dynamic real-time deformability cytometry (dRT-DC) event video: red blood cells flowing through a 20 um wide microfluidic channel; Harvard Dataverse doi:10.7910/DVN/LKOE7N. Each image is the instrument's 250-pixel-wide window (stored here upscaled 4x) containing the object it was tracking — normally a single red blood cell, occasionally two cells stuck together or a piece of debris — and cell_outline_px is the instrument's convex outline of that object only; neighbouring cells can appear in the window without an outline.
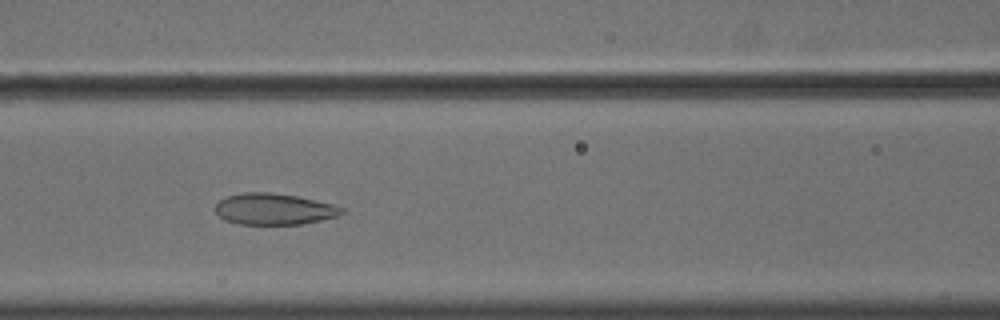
{"species": "common noctule bat (a hibernating species)", "species_latin": "Nyctalus noctula", "temperature_condition": "cold", "stored_images_in_passage": 56, "camera_frame_rate_fps": 3000, "um_per_image_px": 0.085, "animal": {"sex": "male", "body_mass_g": 18.8}, "frame": {"image": 1, "passage_image": 25, "time_ms": 8.0, "image_size_px": [1000, 320], "cell_outline_px": [[344, 212], [336, 216], [320, 220], [300, 224], [240, 224], [224, 220], [216, 212], [216, 204], [220, 200], [228, 196], [244, 192], [268, 192], [296, 196], [332, 204], [344, 208]], "centroid_in_image_um": [23.27, 17.77], "position_along_channel_um": 143.3, "area_um2": 22.77}}
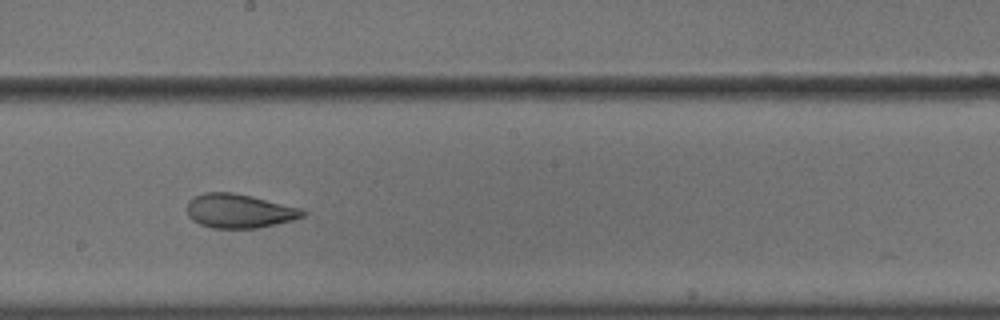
{"frame": {"image": 2, "passage_image": 32, "time_ms": 10.333, "image_size_px": [1000, 320], "cell_outline_px": [[308, 212], [304, 216], [292, 220], [276, 224], [256, 228], [212, 228], [200, 224], [192, 220], [188, 216], [188, 200], [204, 192], [232, 192], [252, 196], [304, 208]], "centroid_in_image_um": [20.37, 17.93], "position_along_channel_um": 227.8, "area_um2": 23.12}}
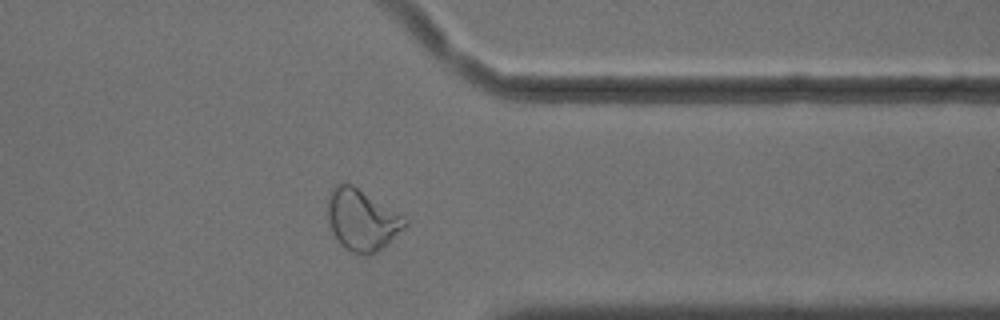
{"frame": {"image": 3, "passage_image": 45, "time_ms": 14.667, "image_size_px": [1000, 320], "cell_outline_px": [[408, 224], [404, 228], [376, 252], [368, 256], [352, 252], [344, 248], [336, 240], [328, 224], [328, 196], [332, 188], [336, 184], [352, 184], [408, 220]], "centroid_in_image_um": [30.71, 18.71], "position_along_channel_um": 380.7, "area_um2": 27.17}, "authors_computed_cell_mechanics": {"area_um2": 27.0504, "velocity_mm_per_s": 3.6266, "shape_relaxation_time_tau1_ms": null, "shape_relaxation_time_tau2_ms": 2.7136, "deformation_change_tau1": null, "deformation_change_tau2": 0.0776}}